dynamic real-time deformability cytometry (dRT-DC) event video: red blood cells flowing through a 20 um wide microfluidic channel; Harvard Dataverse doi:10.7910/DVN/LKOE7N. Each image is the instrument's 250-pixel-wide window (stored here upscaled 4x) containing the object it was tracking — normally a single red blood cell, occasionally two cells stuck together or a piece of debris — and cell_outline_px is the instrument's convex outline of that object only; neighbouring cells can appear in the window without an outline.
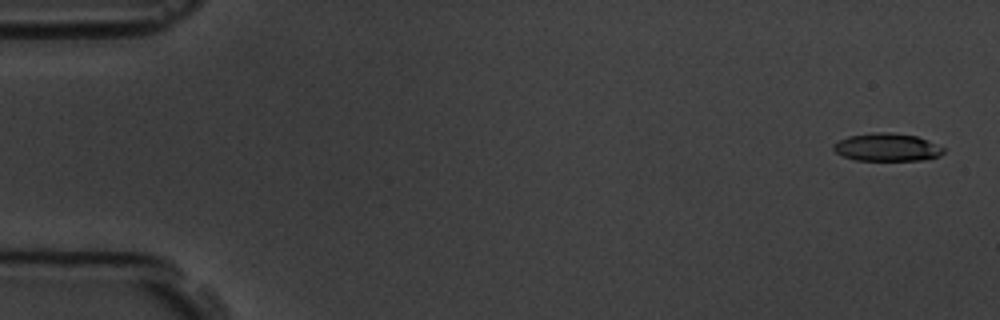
{"species": "common noctule bat (a hibernating species)", "species_latin": "Nyctalus noctula", "temperature_condition": "room temperature", "stored_images_in_passage": 15, "camera_frame_rate_fps": 3000, "um_per_image_px": 0.085, "animal": {"sex": "male", "body_mass_g": 19.5, "forearm_length_mm": 54.6}, "frame": {"image": 1, "passage_image": 1, "time_ms": 0.0, "image_size_px": [1000, 320], "cell_outline_px": [[944, 152], [940, 156], [924, 160], [856, 160], [844, 156], [836, 152], [832, 148], [832, 144], [848, 136], [872, 132], [888, 132], [916, 136], [928, 140], [944, 148]], "centroid_in_image_um": [75.4, 12.51], "position_along_channel_um": 9.6, "area_um2": 17.86}}
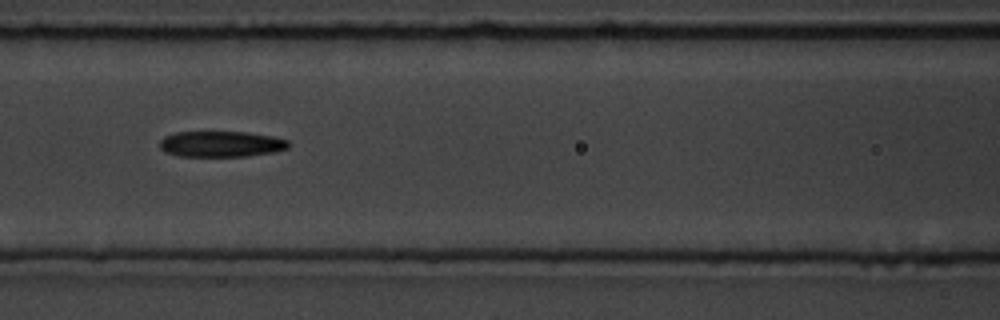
{"frame": {"image": 2, "passage_image": 7, "time_ms": 7.667, "image_size_px": [1000, 320], "cell_outline_px": [[288, 148], [272, 152], [248, 156], [180, 156], [164, 152], [160, 148], [160, 140], [164, 136], [176, 132], [244, 132], [272, 136], [288, 140]], "centroid_in_image_um": [18.76, 12.24], "position_along_channel_um": 147.8, "area_um2": 19.31}}
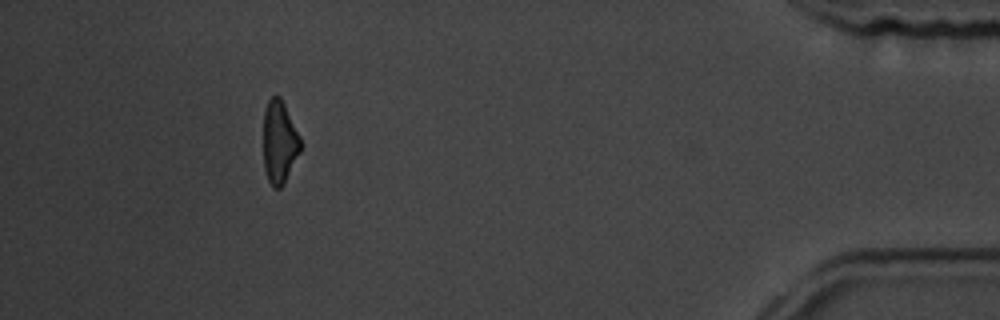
{"frame": {"image": 3, "passage_image": 14, "time_ms": 16.667, "image_size_px": [1000, 320], "cell_outline_px": [[300, 152], [284, 184], [280, 188], [272, 188], [268, 180], [264, 168], [264, 112], [268, 100], [272, 96], [280, 96], [300, 136]], "centroid_in_image_um": [23.74, 12.1], "position_along_channel_um": 411.5, "area_um2": 17.8}, "authors_computed_cell_mechanics": {"area_um2": 19.4786, "velocity_mm_per_s": 3.5945, "shape_relaxation_time_tau1_ms": 6.4791, "shape_relaxation_time_tau2_ms": null, "deformation_change_tau1": 0.174, "deformation_change_tau2": null}}